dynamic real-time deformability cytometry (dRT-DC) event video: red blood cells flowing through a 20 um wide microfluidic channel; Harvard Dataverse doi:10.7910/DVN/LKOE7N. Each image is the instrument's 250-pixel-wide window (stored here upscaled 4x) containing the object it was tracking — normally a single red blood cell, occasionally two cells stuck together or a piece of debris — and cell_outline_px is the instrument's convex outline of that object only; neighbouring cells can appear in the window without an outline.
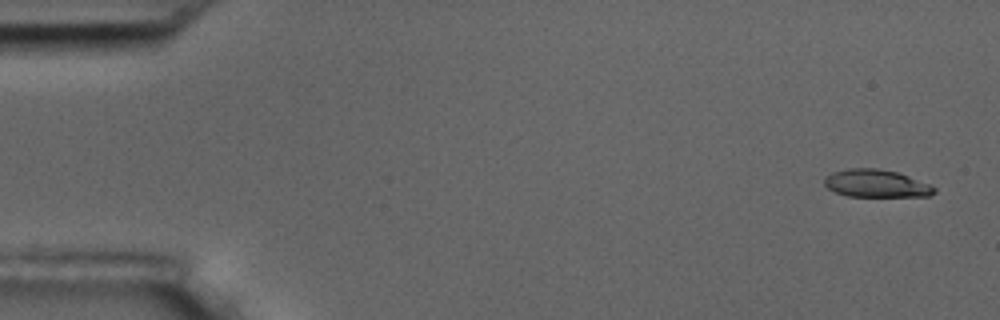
{"species": "common noctule bat (a hibernating species)", "species_latin": "Nyctalus noctula", "temperature_condition": "room temperature", "stored_images_in_passage": 6, "camera_frame_rate_fps": 3000, "um_per_image_px": 0.085, "animal": {"sex": "male", "body_mass_g": 17.5, "forearm_length_mm": 52.3}, "frame": {"image": 1, "passage_image": 1, "time_ms": 0.0, "image_size_px": [1000, 320], "cell_outline_px": [[936, 192], [928, 196], [848, 196], [836, 192], [828, 188], [824, 184], [824, 176], [832, 172], [848, 168], [876, 168], [896, 172], [908, 176], [928, 184], [936, 188]], "centroid_in_image_um": [74.44, 15.59], "position_along_channel_um": 10.6, "area_um2": 17.57}}
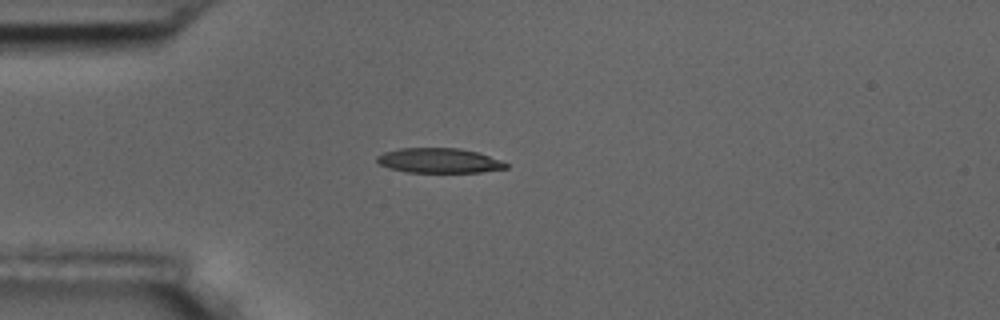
{"frame": {"image": 2, "passage_image": 4, "time_ms": 4.333, "image_size_px": [1000, 320], "cell_outline_px": [[508, 168], [480, 172], [408, 172], [388, 168], [380, 164], [376, 160], [376, 156], [384, 152], [400, 148], [460, 148], [476, 152], [500, 160], [508, 164]], "centroid_in_image_um": [37.29, 13.65], "position_along_channel_um": 47.7, "area_um2": 18.55}}